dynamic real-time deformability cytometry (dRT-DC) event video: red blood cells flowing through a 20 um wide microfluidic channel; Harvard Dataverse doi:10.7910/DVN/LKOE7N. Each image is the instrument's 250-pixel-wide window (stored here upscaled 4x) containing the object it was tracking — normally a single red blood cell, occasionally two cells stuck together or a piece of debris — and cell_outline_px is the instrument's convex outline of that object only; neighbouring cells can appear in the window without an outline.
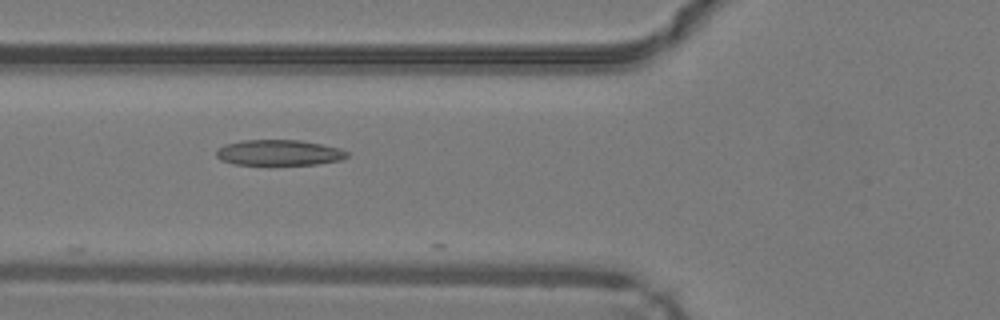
{"species": "common noctule bat (a hibernating species)", "species_latin": "Nyctalus noctula", "temperature_condition": "warm", "stored_images_in_passage": 13, "camera_frame_rate_fps": 3000, "um_per_image_px": 0.085, "animal": {"sex": "male", "body_mass_g": 19.2, "forearm_length_mm": 51.8}, "frame": {"image": 1, "passage_image": 4, "time_ms": 1.0, "image_size_px": [1000, 320], "cell_outline_px": [[348, 156], [340, 160], [316, 164], [232, 164], [220, 160], [216, 156], [216, 152], [224, 144], [240, 140], [300, 140], [340, 148], [348, 152]], "centroid_in_image_um": [23.69, 12.97], "position_along_channel_um": 102.1, "area_um2": 19.42}}
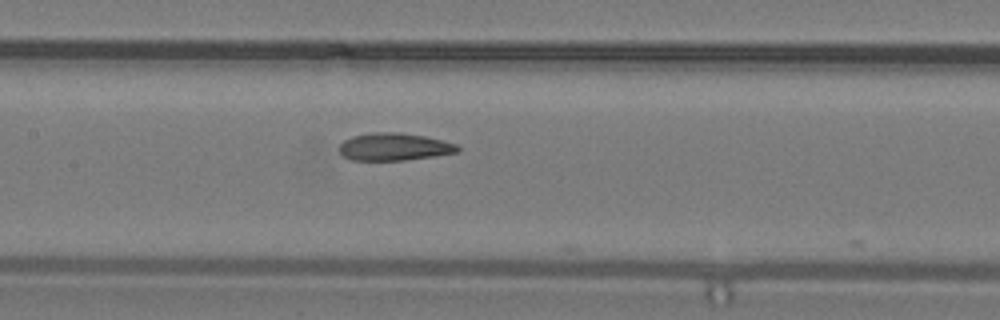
{"frame": {"image": 2, "passage_image": 9, "time_ms": 2.667, "image_size_px": [1000, 320], "cell_outline_px": [[460, 148], [456, 152], [432, 156], [404, 160], [352, 160], [344, 156], [340, 152], [340, 144], [344, 140], [352, 136], [372, 132], [400, 132], [424, 136], [456, 144]], "centroid_in_image_um": [33.46, 12.47], "position_along_channel_um": 173.9, "area_um2": 18.73}}
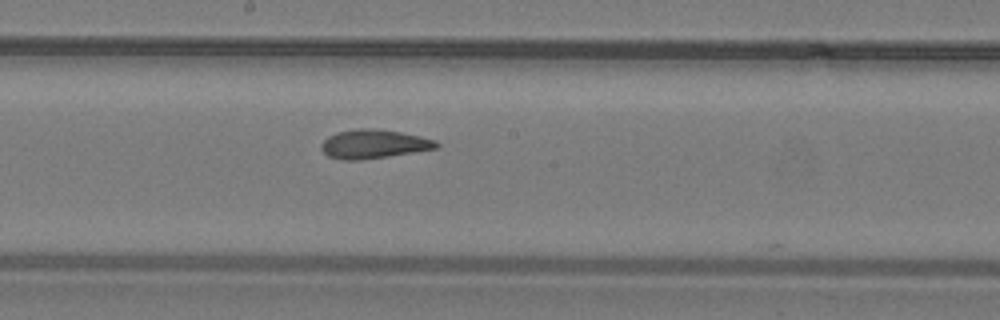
{"frame": {"image": 3, "passage_image": 12, "time_ms": 3.667, "image_size_px": [1000, 320], "cell_outline_px": [[440, 144], [436, 148], [388, 156], [360, 160], [340, 160], [328, 156], [320, 148], [320, 144], [328, 136], [336, 132], [356, 128], [372, 128], [400, 132], [420, 136], [436, 140]], "centroid_in_image_um": [31.72, 12.24], "position_along_channel_um": 216.5, "area_um2": 19.36}}